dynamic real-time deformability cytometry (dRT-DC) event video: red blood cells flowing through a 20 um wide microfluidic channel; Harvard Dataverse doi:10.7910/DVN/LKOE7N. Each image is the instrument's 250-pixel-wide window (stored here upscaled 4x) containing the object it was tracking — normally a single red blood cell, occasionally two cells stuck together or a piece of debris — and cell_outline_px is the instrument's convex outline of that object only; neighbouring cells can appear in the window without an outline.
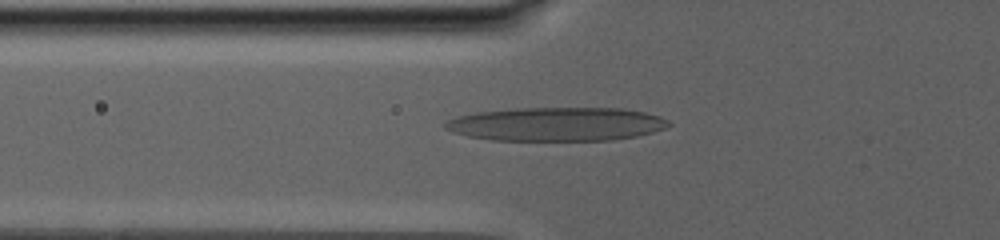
{"species": "human", "species_latin": "Homo sapiens", "temperature_condition": "warm", "stored_images_in_passage": 52, "camera_frame_rate_fps": 3000, "um_per_image_px": 0.085, "donor": {"sex": "male"}, "frame": {"image": 1, "passage_image": 20, "time_ms": 11.0, "image_size_px": [1000, 240], "cell_outline_px": [[672, 124], [664, 128], [652, 132], [636, 136], [612, 140], [492, 140], [468, 136], [452, 132], [444, 128], [444, 124], [448, 120], [456, 116], [476, 112], [516, 108], [624, 108], [644, 112], [660, 116], [668, 120]], "centroid_in_image_um": [47.3, 10.54], "position_along_channel_um": 78.5, "area_um2": 43.99}}
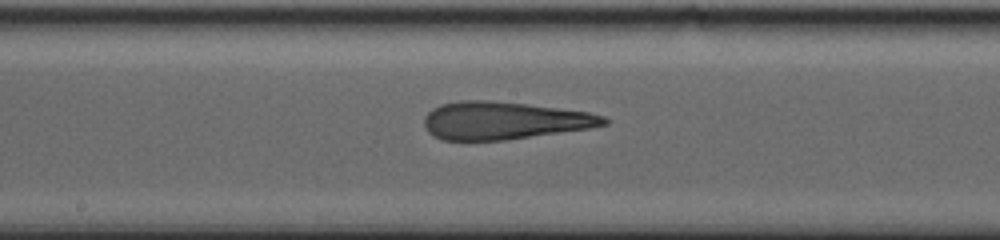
{"frame": {"image": 2, "passage_image": 26, "time_ms": 16.0, "image_size_px": [1000, 240], "cell_outline_px": [[608, 124], [588, 128], [504, 140], [440, 140], [432, 136], [424, 128], [424, 116], [432, 108], [440, 104], [460, 100], [488, 100], [528, 104], [588, 112], [604, 116], [608, 120]], "centroid_in_image_um": [42.77, 10.24], "position_along_channel_um": 205.4, "area_um2": 39.42}}
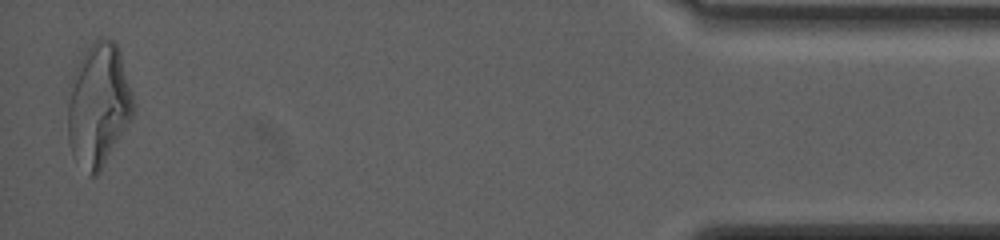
{"frame": {"image": 3, "passage_image": 51, "time_ms": 27.333, "image_size_px": [1000, 240], "cell_outline_px": [[136, 108], [132, 116], [100, 172], [96, 176], [88, 176], [72, 156], [68, 144], [68, 84], [84, 52], [96, 36], [108, 36], [116, 44], [120, 52], [136, 104]], "centroid_in_image_um": [8.36, 8.91], "position_along_channel_um": 426.8, "area_um2": 47.74}, "authors_computed_cell_mechanics": {"area_um2": 42.9454, "velocity_mm_per_s": 2.5551, "shape_relaxation_time_tau1_ms": null, "shape_relaxation_time_tau2_ms": 2.2691, "deformation_change_tau1": null, "deformation_change_tau2": 0.142}}